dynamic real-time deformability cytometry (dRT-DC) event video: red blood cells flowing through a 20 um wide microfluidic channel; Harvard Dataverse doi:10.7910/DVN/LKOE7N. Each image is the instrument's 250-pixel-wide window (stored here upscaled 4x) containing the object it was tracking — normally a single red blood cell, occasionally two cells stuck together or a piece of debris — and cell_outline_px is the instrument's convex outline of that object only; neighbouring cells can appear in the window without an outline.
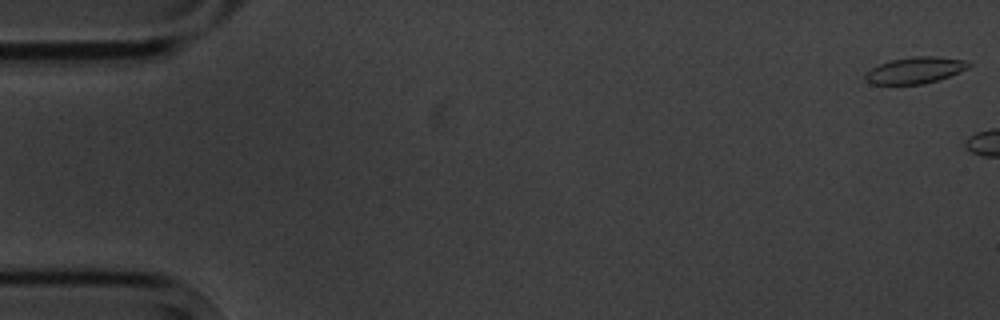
{"species": "common noctule bat (a hibernating species)", "species_latin": "Nyctalus noctula", "temperature_condition": "cold", "stored_images_in_passage": 3, "camera_frame_rate_fps": 3000, "um_per_image_px": 0.085, "animal": {"sex": "male", "body_mass_g": 20.1, "forearm_length_mm": 53.5}, "frame": {"image": 1, "passage_image": 1, "time_ms": 0.0, "image_size_px": [1000, 320], "cell_outline_px": [[972, 64], [968, 68], [960, 72], [936, 80], [920, 84], [872, 84], [864, 76], [864, 72], [880, 64], [892, 60], [916, 56], [936, 56], [964, 60]], "centroid_in_image_um": [77.79, 5.96], "position_along_channel_um": 7.2, "area_um2": 15.66}}